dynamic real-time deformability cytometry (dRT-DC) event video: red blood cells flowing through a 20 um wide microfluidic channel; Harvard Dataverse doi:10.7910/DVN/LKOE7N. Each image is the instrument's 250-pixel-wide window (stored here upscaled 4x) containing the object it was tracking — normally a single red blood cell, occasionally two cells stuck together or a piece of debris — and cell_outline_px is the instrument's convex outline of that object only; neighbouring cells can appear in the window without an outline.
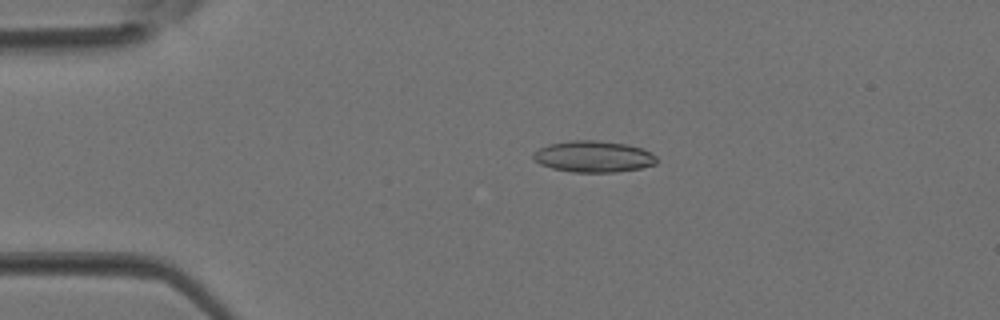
{"species": "Egyptian fruit bat (a non-hibernating species)", "species_latin": "Rousettus aegyptiacus", "temperature_condition": "room temperature", "stored_images_in_passage": 2, "camera_frame_rate_fps": 3000, "um_per_image_px": 0.085, "animal": {"sex": "female"}, "frame": {"image": 1, "passage_image": 2, "time_ms": 0.333, "image_size_px": [1000, 320], "cell_outline_px": [[656, 164], [640, 168], [616, 172], [572, 172], [552, 168], [540, 164], [532, 156], [540, 148], [548, 144], [572, 140], [596, 140], [628, 144], [640, 148], [656, 156]], "centroid_in_image_um": [50.44, 13.3], "position_along_channel_um": 34.6, "area_um2": 22.37}}